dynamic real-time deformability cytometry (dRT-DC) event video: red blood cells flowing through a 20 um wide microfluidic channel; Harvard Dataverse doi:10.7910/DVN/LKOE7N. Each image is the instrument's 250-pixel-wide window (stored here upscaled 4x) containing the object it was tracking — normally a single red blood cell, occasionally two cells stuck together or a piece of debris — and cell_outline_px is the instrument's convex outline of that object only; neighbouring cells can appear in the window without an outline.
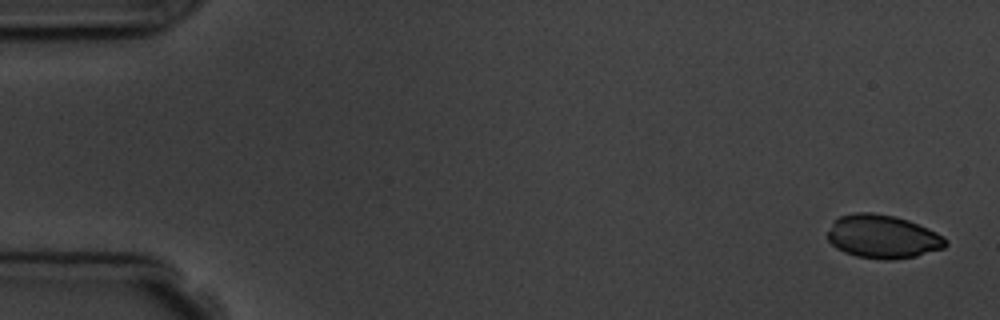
{"species": "common noctule bat (a hibernating species)", "species_latin": "Nyctalus noctula", "temperature_condition": "room temperature", "stored_images_in_passage": 5, "camera_frame_rate_fps": 3000, "um_per_image_px": 0.085, "animal": {"sex": "male", "body_mass_g": 19.5, "forearm_length_mm": 54.6}, "frame": {"image": 1, "passage_image": 1, "time_ms": 0.0, "image_size_px": [1000, 320], "cell_outline_px": [[948, 244], [944, 248], [916, 256], [892, 260], [884, 260], [856, 256], [844, 252], [836, 248], [828, 240], [828, 232], [832, 224], [840, 216], [856, 212], [872, 212], [896, 216], [908, 220], [928, 228], [944, 236], [948, 240]], "centroid_in_image_um": [75.06, 20.11], "position_along_channel_um": 9.9, "area_um2": 30.0}}